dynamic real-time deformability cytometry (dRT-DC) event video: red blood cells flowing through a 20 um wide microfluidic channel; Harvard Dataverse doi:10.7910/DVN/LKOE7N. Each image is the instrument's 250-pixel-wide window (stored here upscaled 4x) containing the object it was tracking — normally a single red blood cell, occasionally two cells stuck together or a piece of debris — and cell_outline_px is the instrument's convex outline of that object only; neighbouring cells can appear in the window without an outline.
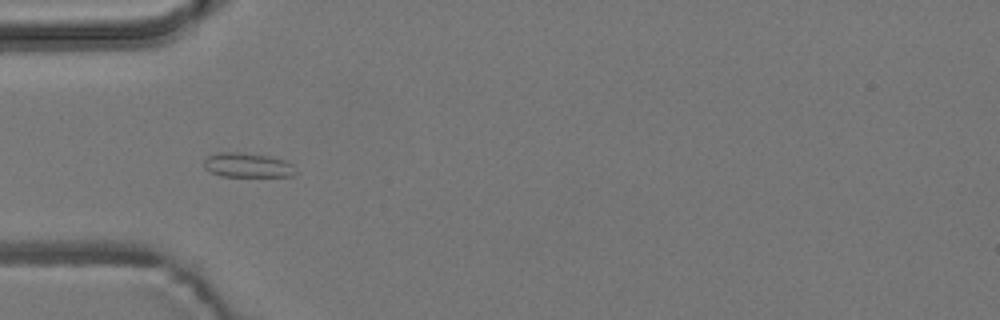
{"species": "common noctule bat (a hibernating species)", "species_latin": "Nyctalus noctula", "temperature_condition": "room temperature", "stored_images_in_passage": 41, "camera_frame_rate_fps": 3000, "um_per_image_px": 0.085, "animal": {"sex": "male", "body_mass_g": 19.2, "forearm_length_mm": 51.8}, "frame": {"image": 1, "passage_image": 4, "time_ms": 1.0, "image_size_px": [1000, 320], "cell_outline_px": [[296, 172], [292, 176], [220, 176], [204, 168], [204, 160], [208, 156], [220, 152], [240, 152], [268, 156], [288, 160], [292, 164]], "centroid_in_image_um": [21.05, 14.03], "position_along_channel_um": 63.9, "area_um2": 13.06}}
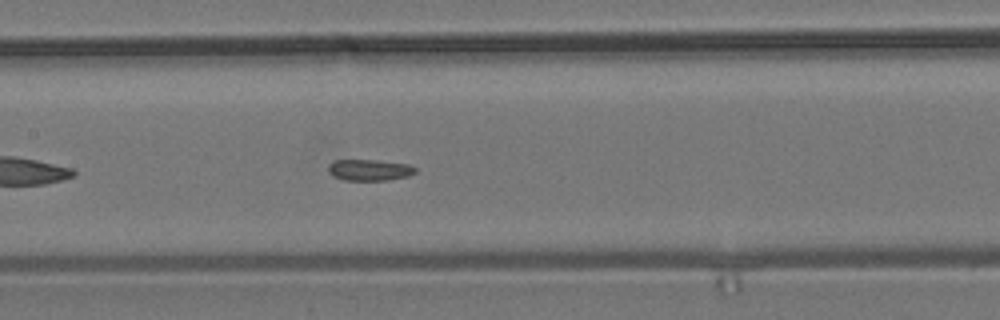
{"frame": {"image": 2, "passage_image": 13, "time_ms": 4.0, "image_size_px": [1000, 320], "cell_outline_px": [[416, 172], [408, 176], [388, 180], [344, 180], [332, 176], [328, 172], [328, 164], [332, 160], [376, 160], [408, 164], [416, 168]], "centroid_in_image_um": [31.37, 14.44], "position_along_channel_um": 176.0, "area_um2": 10.87}}
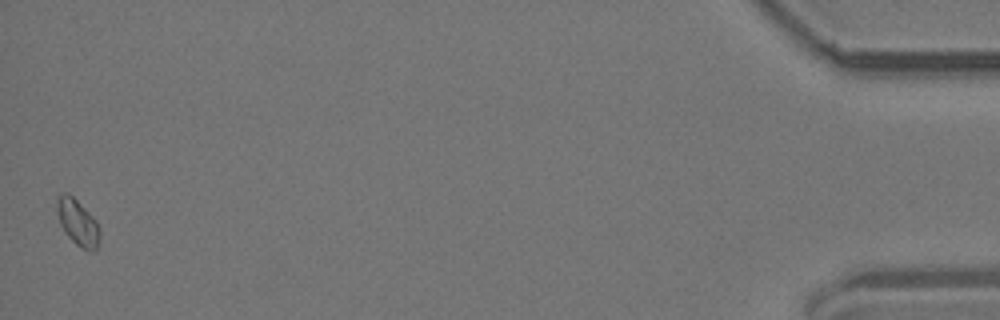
{"frame": {"image": 3, "passage_image": 41, "time_ms": 13.333, "image_size_px": [1000, 320], "cell_outline_px": [[100, 240], [96, 248], [92, 252], [88, 252], [80, 248], [64, 232], [60, 224], [56, 208], [56, 200], [64, 192], [68, 192], [96, 220], [100, 228]], "centroid_in_image_um": [6.62, 18.94], "position_along_channel_um": 428.6, "area_um2": 11.56}, "authors_computed_cell_mechanics": {"area_um2": 10.7508, "velocity_mm_per_s": 3.7553, "shape_relaxation_time_tau1_ms": null, "shape_relaxation_time_tau2_ms": 6.304, "deformation_change_tau1": null, "deformation_change_tau2": 0.0763}}